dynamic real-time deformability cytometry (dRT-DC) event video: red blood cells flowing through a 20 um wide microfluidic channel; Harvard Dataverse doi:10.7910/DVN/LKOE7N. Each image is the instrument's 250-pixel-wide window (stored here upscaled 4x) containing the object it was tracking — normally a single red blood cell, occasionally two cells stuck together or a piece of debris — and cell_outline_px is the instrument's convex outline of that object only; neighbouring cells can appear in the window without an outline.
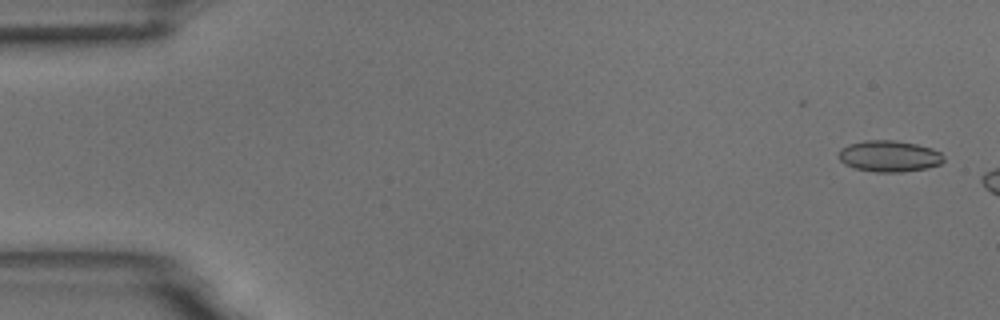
{"species": "common noctule bat (a hibernating species)", "species_latin": "Nyctalus noctula", "temperature_condition": "room temperature", "stored_images_in_passage": 10, "camera_frame_rate_fps": 3000, "um_per_image_px": 0.085, "animal": {"sex": "male", "body_mass_g": 18.8}, "frame": {"image": 1, "passage_image": 2, "time_ms": 0.333, "image_size_px": [1000, 320], "cell_outline_px": [[944, 160], [940, 164], [928, 168], [904, 172], [876, 172], [856, 168], [844, 164], [836, 156], [840, 148], [848, 144], [864, 140], [896, 140], [916, 144], [932, 148], [940, 152], [944, 156]], "centroid_in_image_um": [75.56, 13.27], "position_along_channel_um": 9.4, "area_um2": 19.42}}